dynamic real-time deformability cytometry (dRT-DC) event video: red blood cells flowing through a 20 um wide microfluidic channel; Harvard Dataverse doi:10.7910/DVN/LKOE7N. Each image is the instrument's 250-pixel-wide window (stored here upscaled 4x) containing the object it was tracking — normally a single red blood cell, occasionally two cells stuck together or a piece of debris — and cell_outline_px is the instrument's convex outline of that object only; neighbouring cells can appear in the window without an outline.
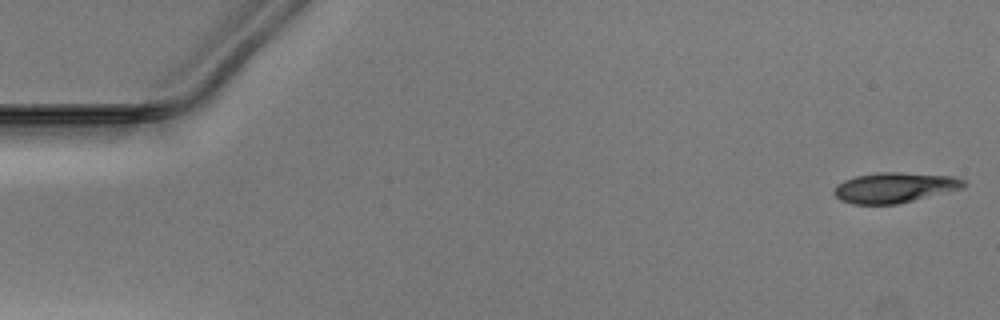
{"species": "Egyptian fruit bat (a non-hibernating species)", "species_latin": "Rousettus aegyptiacus", "temperature_condition": "warm", "stored_images_in_passage": 51, "camera_frame_rate_fps": 3000, "um_per_image_px": 0.085, "animal": {"sex": "male"}, "frame": {"image": 1, "passage_image": 1, "time_ms": 0.0, "image_size_px": [1000, 320], "cell_outline_px": [[968, 184], [960, 188], [896, 204], [852, 204], [840, 200], [832, 192], [836, 184], [844, 180], [856, 176], [876, 172], [900, 172], [952, 176], [964, 180]], "centroid_in_image_um": [75.96, 15.93], "position_along_channel_um": 9.0, "area_um2": 22.66}}
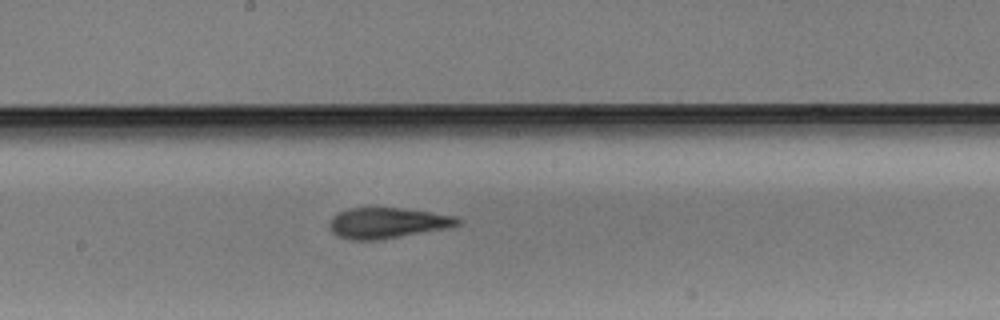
{"frame": {"image": 2, "passage_image": 27, "time_ms": 8.667, "image_size_px": [1000, 320], "cell_outline_px": [[464, 220], [460, 224], [448, 228], [380, 240], [348, 240], [336, 236], [328, 228], [328, 224], [332, 216], [348, 208], [376, 204], [404, 208], [456, 216]], "centroid_in_image_um": [32.88, 18.91], "position_along_channel_um": 215.3, "area_um2": 24.04}}
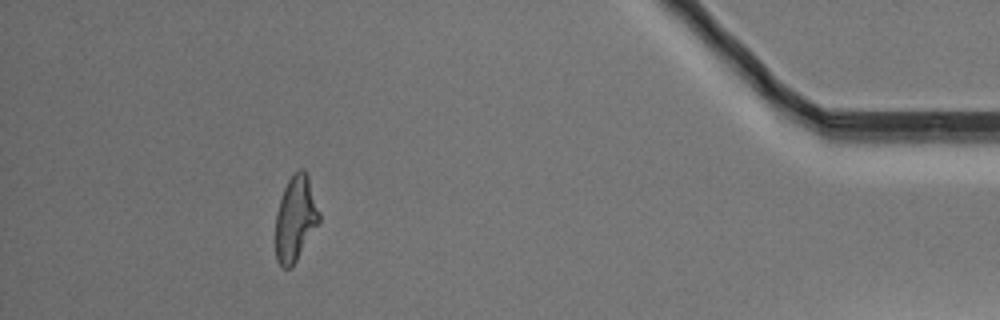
{"frame": {"image": 3, "passage_image": 46, "time_ms": 15.0, "image_size_px": [1000, 320], "cell_outline_px": [[320, 220], [292, 268], [284, 268], [276, 260], [276, 212], [284, 188], [288, 180], [300, 168], [304, 168], [308, 172], [320, 212]], "centroid_in_image_um": [25.13, 18.55], "position_along_channel_um": 410.1, "area_um2": 21.73}}